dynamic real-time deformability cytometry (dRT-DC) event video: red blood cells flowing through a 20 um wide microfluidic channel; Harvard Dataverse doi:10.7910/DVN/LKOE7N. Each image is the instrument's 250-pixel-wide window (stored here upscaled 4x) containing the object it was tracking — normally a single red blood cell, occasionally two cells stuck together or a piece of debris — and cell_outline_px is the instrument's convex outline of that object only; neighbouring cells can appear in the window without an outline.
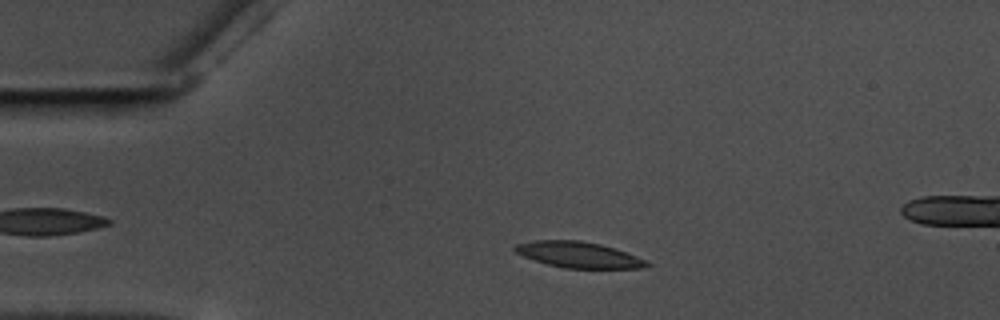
{"species": "common noctule bat (a hibernating species)", "species_latin": "Nyctalus noctula", "temperature_condition": "warm", "stored_images_in_passage": 48, "camera_frame_rate_fps": 3000, "um_per_image_px": 0.085, "animal": {"sex": "male", "body_mass_g": 17.5, "forearm_length_mm": 52.3}, "frame": {"image": 1, "passage_image": 2, "time_ms": 0.333, "image_size_px": [1000, 320], "cell_outline_px": [[652, 264], [644, 268], [564, 268], [548, 264], [524, 256], [516, 252], [512, 248], [516, 244], [536, 240], [580, 240], [600, 244], [616, 248], [648, 260]], "centroid_in_image_um": [49.24, 21.65], "position_along_channel_um": 35.8, "area_um2": 19.94}}
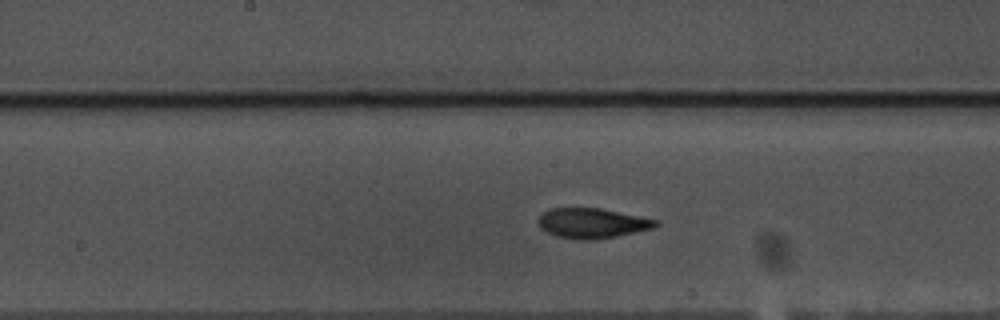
{"frame": {"image": 2, "passage_image": 19, "time_ms": 6.0, "image_size_px": [1000, 320], "cell_outline_px": [[660, 224], [652, 228], [616, 236], [592, 240], [580, 240], [556, 236], [540, 228], [540, 216], [544, 212], [552, 208], [600, 208], [656, 220]], "centroid_in_image_um": [50.32, 18.97], "position_along_channel_um": 197.9, "area_um2": 20.11}}
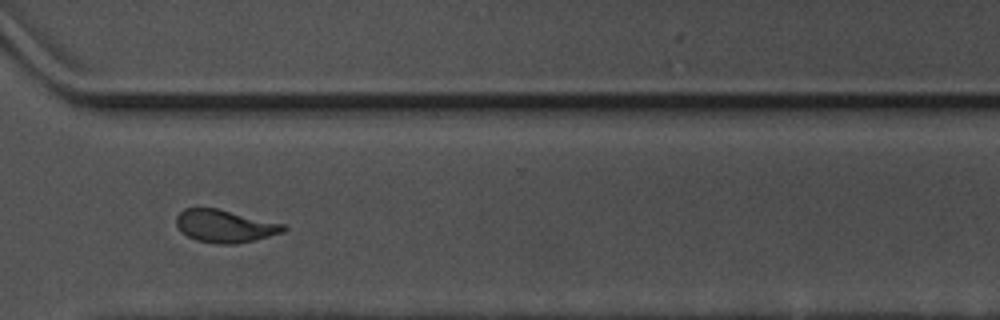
{"frame": {"image": 3, "passage_image": 32, "time_ms": 10.333, "image_size_px": [1000, 320], "cell_outline_px": [[288, 228], [284, 232], [236, 244], [216, 244], [196, 240], [188, 236], [176, 224], [176, 216], [184, 208], [216, 208], [284, 224]], "centroid_in_image_um": [19.11, 19.22], "position_along_channel_um": 351.5, "area_um2": 20.11}, "authors_computed_cell_mechanics": {"area_um2": 20.3167, "velocity_mm_per_s": 3.5435, "shape_relaxation_time_tau1_ms": 4.2099, "shape_relaxation_time_tau2_ms": 2.444, "deformation_change_tau1": 0.1641, "deformation_change_tau2": 0.0849}}